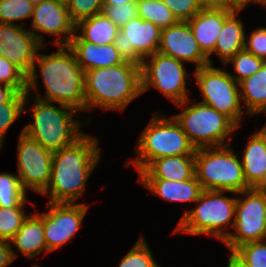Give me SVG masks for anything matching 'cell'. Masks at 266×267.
<instances>
[{
	"label": "cell",
	"mask_w": 266,
	"mask_h": 267,
	"mask_svg": "<svg viewBox=\"0 0 266 267\" xmlns=\"http://www.w3.org/2000/svg\"><path fill=\"white\" fill-rule=\"evenodd\" d=\"M56 47L57 51L52 54L37 52L32 71L27 76L26 93L44 101L69 106L82 114L86 111L85 72L68 45ZM38 77L42 78L45 87L42 96L38 93Z\"/></svg>",
	"instance_id": "cell-1"
},
{
	"label": "cell",
	"mask_w": 266,
	"mask_h": 267,
	"mask_svg": "<svg viewBox=\"0 0 266 267\" xmlns=\"http://www.w3.org/2000/svg\"><path fill=\"white\" fill-rule=\"evenodd\" d=\"M99 139L84 133L72 145L52 154L51 178L41 195L50 203H76L101 160Z\"/></svg>",
	"instance_id": "cell-2"
},
{
	"label": "cell",
	"mask_w": 266,
	"mask_h": 267,
	"mask_svg": "<svg viewBox=\"0 0 266 267\" xmlns=\"http://www.w3.org/2000/svg\"><path fill=\"white\" fill-rule=\"evenodd\" d=\"M86 111L123 112L141 96V66L129 61L85 71Z\"/></svg>",
	"instance_id": "cell-3"
},
{
	"label": "cell",
	"mask_w": 266,
	"mask_h": 267,
	"mask_svg": "<svg viewBox=\"0 0 266 267\" xmlns=\"http://www.w3.org/2000/svg\"><path fill=\"white\" fill-rule=\"evenodd\" d=\"M30 94L26 93L24 101V113L28 110L32 117L23 127V133L32 140L39 142L41 146L52 152L72 145L85 132L81 131L84 124H89L91 118L85 119L86 122L78 121L80 113L63 104L44 101L32 95L33 105L29 106ZM76 119H75V118Z\"/></svg>",
	"instance_id": "cell-4"
},
{
	"label": "cell",
	"mask_w": 266,
	"mask_h": 267,
	"mask_svg": "<svg viewBox=\"0 0 266 267\" xmlns=\"http://www.w3.org/2000/svg\"><path fill=\"white\" fill-rule=\"evenodd\" d=\"M229 193L236 194L232 191L203 190L194 203L195 207L184 211L174 234H205L223 242L229 236L235 220L236 197L225 195Z\"/></svg>",
	"instance_id": "cell-5"
},
{
	"label": "cell",
	"mask_w": 266,
	"mask_h": 267,
	"mask_svg": "<svg viewBox=\"0 0 266 267\" xmlns=\"http://www.w3.org/2000/svg\"><path fill=\"white\" fill-rule=\"evenodd\" d=\"M135 151L136 158L128 160L125 166L133 165L139 174L157 158L195 155L196 149L173 116L169 119L155 112L138 136Z\"/></svg>",
	"instance_id": "cell-6"
},
{
	"label": "cell",
	"mask_w": 266,
	"mask_h": 267,
	"mask_svg": "<svg viewBox=\"0 0 266 267\" xmlns=\"http://www.w3.org/2000/svg\"><path fill=\"white\" fill-rule=\"evenodd\" d=\"M191 100L192 98L189 97L175 104L182 111L172 116L195 149L231 144L233 132L239 127L225 114L218 112L208 104Z\"/></svg>",
	"instance_id": "cell-7"
},
{
	"label": "cell",
	"mask_w": 266,
	"mask_h": 267,
	"mask_svg": "<svg viewBox=\"0 0 266 267\" xmlns=\"http://www.w3.org/2000/svg\"><path fill=\"white\" fill-rule=\"evenodd\" d=\"M229 145L198 148L195 151V176L203 190L242 192L249 189L239 153Z\"/></svg>",
	"instance_id": "cell-8"
},
{
	"label": "cell",
	"mask_w": 266,
	"mask_h": 267,
	"mask_svg": "<svg viewBox=\"0 0 266 267\" xmlns=\"http://www.w3.org/2000/svg\"><path fill=\"white\" fill-rule=\"evenodd\" d=\"M225 68L208 64L192 73L203 95L201 101L225 114L240 128L246 113L243 112L239 84Z\"/></svg>",
	"instance_id": "cell-9"
},
{
	"label": "cell",
	"mask_w": 266,
	"mask_h": 267,
	"mask_svg": "<svg viewBox=\"0 0 266 267\" xmlns=\"http://www.w3.org/2000/svg\"><path fill=\"white\" fill-rule=\"evenodd\" d=\"M141 66V92L151 88L161 92L172 104L187 100V68L185 63L173 57L155 52L143 59Z\"/></svg>",
	"instance_id": "cell-10"
},
{
	"label": "cell",
	"mask_w": 266,
	"mask_h": 267,
	"mask_svg": "<svg viewBox=\"0 0 266 267\" xmlns=\"http://www.w3.org/2000/svg\"><path fill=\"white\" fill-rule=\"evenodd\" d=\"M235 196L233 231L222 242L230 253L244 243L264 240L266 235V196L253 188Z\"/></svg>",
	"instance_id": "cell-11"
},
{
	"label": "cell",
	"mask_w": 266,
	"mask_h": 267,
	"mask_svg": "<svg viewBox=\"0 0 266 267\" xmlns=\"http://www.w3.org/2000/svg\"><path fill=\"white\" fill-rule=\"evenodd\" d=\"M17 175L23 190L42 194L51 178L53 152L23 133L18 136Z\"/></svg>",
	"instance_id": "cell-12"
},
{
	"label": "cell",
	"mask_w": 266,
	"mask_h": 267,
	"mask_svg": "<svg viewBox=\"0 0 266 267\" xmlns=\"http://www.w3.org/2000/svg\"><path fill=\"white\" fill-rule=\"evenodd\" d=\"M43 211L44 236L47 254L59 249L78 233L88 212L87 203H50Z\"/></svg>",
	"instance_id": "cell-13"
},
{
	"label": "cell",
	"mask_w": 266,
	"mask_h": 267,
	"mask_svg": "<svg viewBox=\"0 0 266 267\" xmlns=\"http://www.w3.org/2000/svg\"><path fill=\"white\" fill-rule=\"evenodd\" d=\"M29 30L37 41L44 46L45 34L53 36V44L69 45L75 35V24L72 22L66 1L45 0L34 5Z\"/></svg>",
	"instance_id": "cell-14"
},
{
	"label": "cell",
	"mask_w": 266,
	"mask_h": 267,
	"mask_svg": "<svg viewBox=\"0 0 266 267\" xmlns=\"http://www.w3.org/2000/svg\"><path fill=\"white\" fill-rule=\"evenodd\" d=\"M160 33L158 26L137 16L119 29L113 45L124 61L141 65L143 59L158 52Z\"/></svg>",
	"instance_id": "cell-15"
},
{
	"label": "cell",
	"mask_w": 266,
	"mask_h": 267,
	"mask_svg": "<svg viewBox=\"0 0 266 267\" xmlns=\"http://www.w3.org/2000/svg\"><path fill=\"white\" fill-rule=\"evenodd\" d=\"M46 46H42L24 25L0 23V56L26 76L32 71L37 52Z\"/></svg>",
	"instance_id": "cell-16"
},
{
	"label": "cell",
	"mask_w": 266,
	"mask_h": 267,
	"mask_svg": "<svg viewBox=\"0 0 266 267\" xmlns=\"http://www.w3.org/2000/svg\"><path fill=\"white\" fill-rule=\"evenodd\" d=\"M158 52L183 63H195L198 69L208 65V58L200 50L188 21L161 29Z\"/></svg>",
	"instance_id": "cell-17"
},
{
	"label": "cell",
	"mask_w": 266,
	"mask_h": 267,
	"mask_svg": "<svg viewBox=\"0 0 266 267\" xmlns=\"http://www.w3.org/2000/svg\"><path fill=\"white\" fill-rule=\"evenodd\" d=\"M235 10L227 5L204 6L188 20L198 46L208 58L210 65L214 64L211 55L223 28L224 21Z\"/></svg>",
	"instance_id": "cell-18"
},
{
	"label": "cell",
	"mask_w": 266,
	"mask_h": 267,
	"mask_svg": "<svg viewBox=\"0 0 266 267\" xmlns=\"http://www.w3.org/2000/svg\"><path fill=\"white\" fill-rule=\"evenodd\" d=\"M137 176L138 179L190 180L195 176V155L157 158Z\"/></svg>",
	"instance_id": "cell-19"
},
{
	"label": "cell",
	"mask_w": 266,
	"mask_h": 267,
	"mask_svg": "<svg viewBox=\"0 0 266 267\" xmlns=\"http://www.w3.org/2000/svg\"><path fill=\"white\" fill-rule=\"evenodd\" d=\"M150 193L167 202L175 203H195L203 188L194 176L186 181H169L165 179H138Z\"/></svg>",
	"instance_id": "cell-20"
},
{
	"label": "cell",
	"mask_w": 266,
	"mask_h": 267,
	"mask_svg": "<svg viewBox=\"0 0 266 267\" xmlns=\"http://www.w3.org/2000/svg\"><path fill=\"white\" fill-rule=\"evenodd\" d=\"M22 256L33 259L44 251L47 254V245L44 236L43 212H35L24 220L21 228L9 241Z\"/></svg>",
	"instance_id": "cell-21"
},
{
	"label": "cell",
	"mask_w": 266,
	"mask_h": 267,
	"mask_svg": "<svg viewBox=\"0 0 266 267\" xmlns=\"http://www.w3.org/2000/svg\"><path fill=\"white\" fill-rule=\"evenodd\" d=\"M241 163L247 185L253 188L266 171V128L262 126L247 139Z\"/></svg>",
	"instance_id": "cell-22"
},
{
	"label": "cell",
	"mask_w": 266,
	"mask_h": 267,
	"mask_svg": "<svg viewBox=\"0 0 266 267\" xmlns=\"http://www.w3.org/2000/svg\"><path fill=\"white\" fill-rule=\"evenodd\" d=\"M68 46L73 50L77 62L84 72L124 62L113 43L96 45L86 41H70Z\"/></svg>",
	"instance_id": "cell-23"
},
{
	"label": "cell",
	"mask_w": 266,
	"mask_h": 267,
	"mask_svg": "<svg viewBox=\"0 0 266 267\" xmlns=\"http://www.w3.org/2000/svg\"><path fill=\"white\" fill-rule=\"evenodd\" d=\"M243 10H235L225 21L220 35L218 36L213 53L216 54L224 65L238 51L244 49L245 25L238 14Z\"/></svg>",
	"instance_id": "cell-24"
},
{
	"label": "cell",
	"mask_w": 266,
	"mask_h": 267,
	"mask_svg": "<svg viewBox=\"0 0 266 267\" xmlns=\"http://www.w3.org/2000/svg\"><path fill=\"white\" fill-rule=\"evenodd\" d=\"M119 29L101 12L78 22L75 25V35L71 41H86L96 45H108L113 43Z\"/></svg>",
	"instance_id": "cell-25"
},
{
	"label": "cell",
	"mask_w": 266,
	"mask_h": 267,
	"mask_svg": "<svg viewBox=\"0 0 266 267\" xmlns=\"http://www.w3.org/2000/svg\"><path fill=\"white\" fill-rule=\"evenodd\" d=\"M239 89L246 116L266 113V63L255 74L242 80Z\"/></svg>",
	"instance_id": "cell-26"
},
{
	"label": "cell",
	"mask_w": 266,
	"mask_h": 267,
	"mask_svg": "<svg viewBox=\"0 0 266 267\" xmlns=\"http://www.w3.org/2000/svg\"><path fill=\"white\" fill-rule=\"evenodd\" d=\"M138 16L150 21L160 29L178 22L169 7L162 0H136Z\"/></svg>",
	"instance_id": "cell-27"
},
{
	"label": "cell",
	"mask_w": 266,
	"mask_h": 267,
	"mask_svg": "<svg viewBox=\"0 0 266 267\" xmlns=\"http://www.w3.org/2000/svg\"><path fill=\"white\" fill-rule=\"evenodd\" d=\"M27 193L23 190L17 174L0 173V207H25Z\"/></svg>",
	"instance_id": "cell-28"
},
{
	"label": "cell",
	"mask_w": 266,
	"mask_h": 267,
	"mask_svg": "<svg viewBox=\"0 0 266 267\" xmlns=\"http://www.w3.org/2000/svg\"><path fill=\"white\" fill-rule=\"evenodd\" d=\"M265 62L264 59L258 58L243 49L230 58L224 66L232 65L231 67H233L232 69L235 74L230 73V76L239 84L242 80L259 71Z\"/></svg>",
	"instance_id": "cell-29"
},
{
	"label": "cell",
	"mask_w": 266,
	"mask_h": 267,
	"mask_svg": "<svg viewBox=\"0 0 266 267\" xmlns=\"http://www.w3.org/2000/svg\"><path fill=\"white\" fill-rule=\"evenodd\" d=\"M26 92H16L7 102L0 104V140L5 143V136L10 127L24 113Z\"/></svg>",
	"instance_id": "cell-30"
},
{
	"label": "cell",
	"mask_w": 266,
	"mask_h": 267,
	"mask_svg": "<svg viewBox=\"0 0 266 267\" xmlns=\"http://www.w3.org/2000/svg\"><path fill=\"white\" fill-rule=\"evenodd\" d=\"M118 267H160L154 259L149 243L141 235L133 247L121 259Z\"/></svg>",
	"instance_id": "cell-31"
},
{
	"label": "cell",
	"mask_w": 266,
	"mask_h": 267,
	"mask_svg": "<svg viewBox=\"0 0 266 267\" xmlns=\"http://www.w3.org/2000/svg\"><path fill=\"white\" fill-rule=\"evenodd\" d=\"M244 267H266V241H252L238 246L232 253Z\"/></svg>",
	"instance_id": "cell-32"
},
{
	"label": "cell",
	"mask_w": 266,
	"mask_h": 267,
	"mask_svg": "<svg viewBox=\"0 0 266 267\" xmlns=\"http://www.w3.org/2000/svg\"><path fill=\"white\" fill-rule=\"evenodd\" d=\"M25 207H0V241L9 242L21 228L24 220Z\"/></svg>",
	"instance_id": "cell-33"
},
{
	"label": "cell",
	"mask_w": 266,
	"mask_h": 267,
	"mask_svg": "<svg viewBox=\"0 0 266 267\" xmlns=\"http://www.w3.org/2000/svg\"><path fill=\"white\" fill-rule=\"evenodd\" d=\"M34 5L29 0H0V23L18 24L31 19Z\"/></svg>",
	"instance_id": "cell-34"
},
{
	"label": "cell",
	"mask_w": 266,
	"mask_h": 267,
	"mask_svg": "<svg viewBox=\"0 0 266 267\" xmlns=\"http://www.w3.org/2000/svg\"><path fill=\"white\" fill-rule=\"evenodd\" d=\"M66 4L69 16L75 25L103 11L102 0H66Z\"/></svg>",
	"instance_id": "cell-35"
},
{
	"label": "cell",
	"mask_w": 266,
	"mask_h": 267,
	"mask_svg": "<svg viewBox=\"0 0 266 267\" xmlns=\"http://www.w3.org/2000/svg\"><path fill=\"white\" fill-rule=\"evenodd\" d=\"M0 83L14 88L17 92L27 91V76L2 56H0Z\"/></svg>",
	"instance_id": "cell-36"
},
{
	"label": "cell",
	"mask_w": 266,
	"mask_h": 267,
	"mask_svg": "<svg viewBox=\"0 0 266 267\" xmlns=\"http://www.w3.org/2000/svg\"><path fill=\"white\" fill-rule=\"evenodd\" d=\"M102 12L119 28L138 16L136 1L120 5H103Z\"/></svg>",
	"instance_id": "cell-37"
},
{
	"label": "cell",
	"mask_w": 266,
	"mask_h": 267,
	"mask_svg": "<svg viewBox=\"0 0 266 267\" xmlns=\"http://www.w3.org/2000/svg\"><path fill=\"white\" fill-rule=\"evenodd\" d=\"M172 11L178 21H188L204 5L199 0H162Z\"/></svg>",
	"instance_id": "cell-38"
},
{
	"label": "cell",
	"mask_w": 266,
	"mask_h": 267,
	"mask_svg": "<svg viewBox=\"0 0 266 267\" xmlns=\"http://www.w3.org/2000/svg\"><path fill=\"white\" fill-rule=\"evenodd\" d=\"M249 35H245L244 49L266 61V27H258Z\"/></svg>",
	"instance_id": "cell-39"
},
{
	"label": "cell",
	"mask_w": 266,
	"mask_h": 267,
	"mask_svg": "<svg viewBox=\"0 0 266 267\" xmlns=\"http://www.w3.org/2000/svg\"><path fill=\"white\" fill-rule=\"evenodd\" d=\"M18 257L17 252L13 250L10 243L0 241V267H7Z\"/></svg>",
	"instance_id": "cell-40"
},
{
	"label": "cell",
	"mask_w": 266,
	"mask_h": 267,
	"mask_svg": "<svg viewBox=\"0 0 266 267\" xmlns=\"http://www.w3.org/2000/svg\"><path fill=\"white\" fill-rule=\"evenodd\" d=\"M16 92L14 88L0 83V104L7 102Z\"/></svg>",
	"instance_id": "cell-41"
},
{
	"label": "cell",
	"mask_w": 266,
	"mask_h": 267,
	"mask_svg": "<svg viewBox=\"0 0 266 267\" xmlns=\"http://www.w3.org/2000/svg\"><path fill=\"white\" fill-rule=\"evenodd\" d=\"M250 3L257 4V0H231V8H234L237 10H243L247 6H249Z\"/></svg>",
	"instance_id": "cell-42"
},
{
	"label": "cell",
	"mask_w": 266,
	"mask_h": 267,
	"mask_svg": "<svg viewBox=\"0 0 266 267\" xmlns=\"http://www.w3.org/2000/svg\"><path fill=\"white\" fill-rule=\"evenodd\" d=\"M253 189L259 193H262L266 196V171L258 183L253 187Z\"/></svg>",
	"instance_id": "cell-43"
},
{
	"label": "cell",
	"mask_w": 266,
	"mask_h": 267,
	"mask_svg": "<svg viewBox=\"0 0 266 267\" xmlns=\"http://www.w3.org/2000/svg\"><path fill=\"white\" fill-rule=\"evenodd\" d=\"M227 265L226 267H244L239 260L234 257L231 253H229L228 257H227Z\"/></svg>",
	"instance_id": "cell-44"
},
{
	"label": "cell",
	"mask_w": 266,
	"mask_h": 267,
	"mask_svg": "<svg viewBox=\"0 0 266 267\" xmlns=\"http://www.w3.org/2000/svg\"><path fill=\"white\" fill-rule=\"evenodd\" d=\"M212 5H227L231 7V0H208V6Z\"/></svg>",
	"instance_id": "cell-45"
},
{
	"label": "cell",
	"mask_w": 266,
	"mask_h": 267,
	"mask_svg": "<svg viewBox=\"0 0 266 267\" xmlns=\"http://www.w3.org/2000/svg\"><path fill=\"white\" fill-rule=\"evenodd\" d=\"M136 0H102L103 5H120V4H125L127 2H132Z\"/></svg>",
	"instance_id": "cell-46"
},
{
	"label": "cell",
	"mask_w": 266,
	"mask_h": 267,
	"mask_svg": "<svg viewBox=\"0 0 266 267\" xmlns=\"http://www.w3.org/2000/svg\"><path fill=\"white\" fill-rule=\"evenodd\" d=\"M258 5H262L264 8H266V0H257Z\"/></svg>",
	"instance_id": "cell-47"
},
{
	"label": "cell",
	"mask_w": 266,
	"mask_h": 267,
	"mask_svg": "<svg viewBox=\"0 0 266 267\" xmlns=\"http://www.w3.org/2000/svg\"><path fill=\"white\" fill-rule=\"evenodd\" d=\"M33 5H37L40 4L41 2L45 1V0H29Z\"/></svg>",
	"instance_id": "cell-48"
},
{
	"label": "cell",
	"mask_w": 266,
	"mask_h": 267,
	"mask_svg": "<svg viewBox=\"0 0 266 267\" xmlns=\"http://www.w3.org/2000/svg\"><path fill=\"white\" fill-rule=\"evenodd\" d=\"M204 6H208V0H199Z\"/></svg>",
	"instance_id": "cell-49"
},
{
	"label": "cell",
	"mask_w": 266,
	"mask_h": 267,
	"mask_svg": "<svg viewBox=\"0 0 266 267\" xmlns=\"http://www.w3.org/2000/svg\"><path fill=\"white\" fill-rule=\"evenodd\" d=\"M3 146H4V142H2V141L0 140V151H1V149L3 148Z\"/></svg>",
	"instance_id": "cell-50"
},
{
	"label": "cell",
	"mask_w": 266,
	"mask_h": 267,
	"mask_svg": "<svg viewBox=\"0 0 266 267\" xmlns=\"http://www.w3.org/2000/svg\"><path fill=\"white\" fill-rule=\"evenodd\" d=\"M31 267H40L38 264L34 263Z\"/></svg>",
	"instance_id": "cell-51"
}]
</instances>
